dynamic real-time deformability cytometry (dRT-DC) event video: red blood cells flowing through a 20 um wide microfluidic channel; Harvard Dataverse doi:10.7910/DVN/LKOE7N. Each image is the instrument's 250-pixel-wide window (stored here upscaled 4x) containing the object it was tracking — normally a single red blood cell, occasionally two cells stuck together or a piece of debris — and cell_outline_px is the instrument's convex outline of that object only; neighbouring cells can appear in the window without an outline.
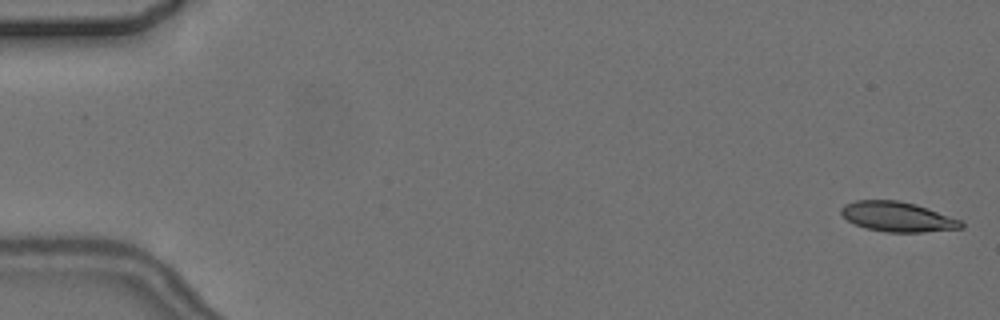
{"species": "common noctule bat (a hibernating species)", "species_latin": "Nyctalus noctula", "temperature_condition": "cold", "stored_images_in_passage": 15, "camera_frame_rate_fps": 3000, "um_per_image_px": 0.085, "animal": {"sex": "female", "body_mass_g": 24.6, "forearm_length_mm": 56.2}, "frame": {"image": 1, "passage_image": 1, "time_ms": 0.0, "image_size_px": [1000, 320], "cell_outline_px": [[964, 228], [924, 232], [884, 232], [868, 228], [856, 224], [848, 220], [840, 212], [840, 208], [844, 204], [856, 200], [896, 200], [916, 204], [928, 208], [960, 220], [964, 224]], "centroid_in_image_um": [76.29, 18.42], "position_along_channel_um": 8.7, "area_um2": 20.81}}
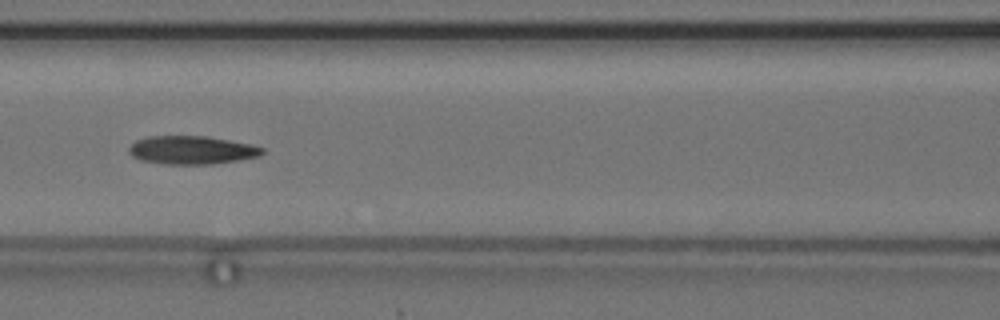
{"frame": {"image": 2, "passage_image": 7, "time_ms": 8.0, "image_size_px": [1000, 320], "cell_outline_px": [[264, 152], [260, 156], [212, 164], [164, 164], [140, 160], [132, 156], [128, 152], [128, 148], [136, 140], [148, 136], [208, 136], [252, 144], [264, 148]], "centroid_in_image_um": [16.29, 12.75], "position_along_channel_um": 150.3, "area_um2": 22.08}}
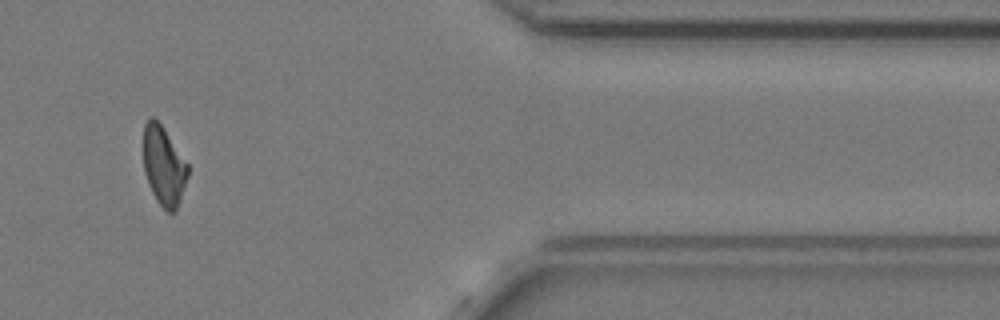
{"frame": {"image": 3, "passage_image": 13, "time_ms": 15.667, "image_size_px": [1000, 320], "cell_outline_px": [[188, 176], [176, 212], [168, 212], [156, 200], [148, 184], [144, 172], [144, 124], [148, 116], [152, 116], [164, 128], [188, 164]], "centroid_in_image_um": [13.91, 14.1], "position_along_channel_um": 397.5, "area_um2": 20.46}, "authors_computed_cell_mechanics": {"area_um2": 21.3282, "velocity_mm_per_s": 3.6442, "shape_relaxation_time_tau1_ms": 10.6206, "shape_relaxation_time_tau2_ms": 5.4571, "deformation_change_tau1": 0.1709, "deformation_change_tau2": 0.1289}}